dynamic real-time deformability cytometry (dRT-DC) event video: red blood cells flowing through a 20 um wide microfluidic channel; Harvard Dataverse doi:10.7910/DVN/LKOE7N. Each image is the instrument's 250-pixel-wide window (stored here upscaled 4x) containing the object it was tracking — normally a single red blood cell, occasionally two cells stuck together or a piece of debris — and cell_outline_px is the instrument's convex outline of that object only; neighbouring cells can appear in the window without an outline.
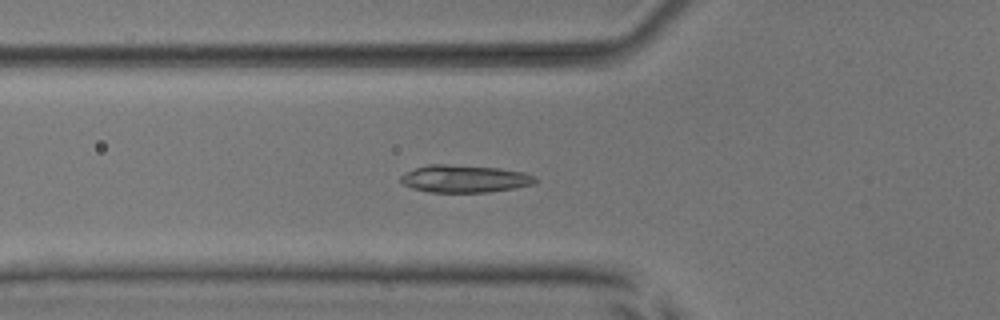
{"species": "common noctule bat (a hibernating species)", "species_latin": "Nyctalus noctula", "temperature_condition": "room temperature", "stored_images_in_passage": 34, "camera_frame_rate_fps": 3000, "um_per_image_px": 0.085, "animal": {"sex": "male", "body_mass_g": 17.9, "forearm_length_mm": 54.2}, "frame": {"image": 1, "passage_image": 2, "time_ms": 0.333, "image_size_px": [1000, 320], "cell_outline_px": [[536, 180], [532, 184], [512, 188], [488, 192], [428, 192], [412, 188], [404, 184], [400, 180], [400, 176], [416, 168], [428, 164], [444, 164], [496, 168], [524, 172], [536, 176]], "centroid_in_image_um": [39.47, 15.19], "position_along_channel_um": 86.3, "area_um2": 21.21}}
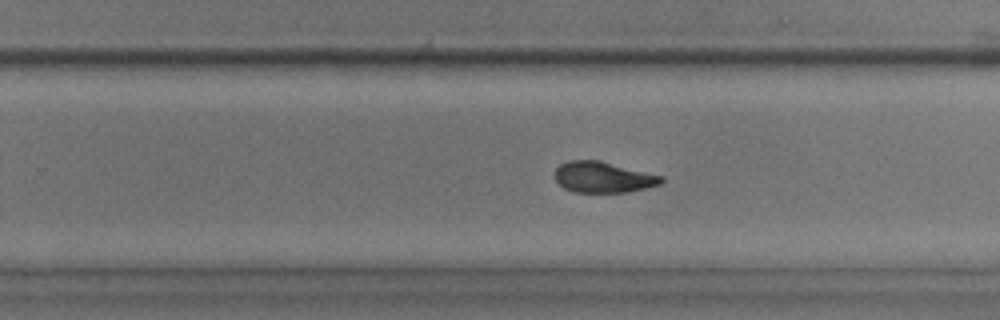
{"frame": {"image": 2, "passage_image": 17, "time_ms": 5.333, "image_size_px": [1000, 320], "cell_outline_px": [[664, 180], [660, 184], [628, 192], [572, 192], [564, 188], [556, 180], [556, 168], [560, 164], [568, 160], [600, 160], [664, 176]], "centroid_in_image_um": [51.28, 15.05], "position_along_channel_um": 278.5, "area_um2": 19.19}}
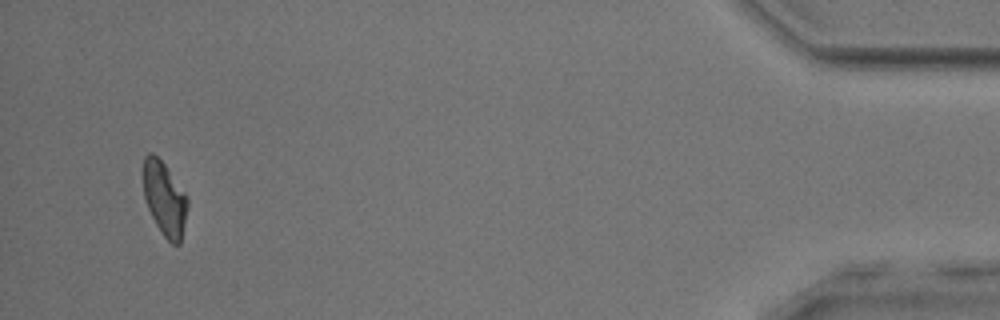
{"frame": {"image": 3, "passage_image": 34, "time_ms": 11.0, "image_size_px": [1000, 320], "cell_outline_px": [[188, 204], [180, 244], [172, 244], [164, 236], [156, 224], [148, 208], [144, 196], [140, 172], [144, 156], [148, 152], [152, 152], [164, 164], [188, 196]], "centroid_in_image_um": [13.94, 16.82], "position_along_channel_um": 421.3, "area_um2": 19.36}, "authors_computed_cell_mechanics": {"area_um2": 19.5364, "velocity_mm_per_s": 3.8475, "shape_relaxation_time_tau1_ms": 6.1125, "shape_relaxation_time_tau2_ms": 1.0747, "deformation_change_tau1": 0.1815, "deformation_change_tau2": 0.0427}}